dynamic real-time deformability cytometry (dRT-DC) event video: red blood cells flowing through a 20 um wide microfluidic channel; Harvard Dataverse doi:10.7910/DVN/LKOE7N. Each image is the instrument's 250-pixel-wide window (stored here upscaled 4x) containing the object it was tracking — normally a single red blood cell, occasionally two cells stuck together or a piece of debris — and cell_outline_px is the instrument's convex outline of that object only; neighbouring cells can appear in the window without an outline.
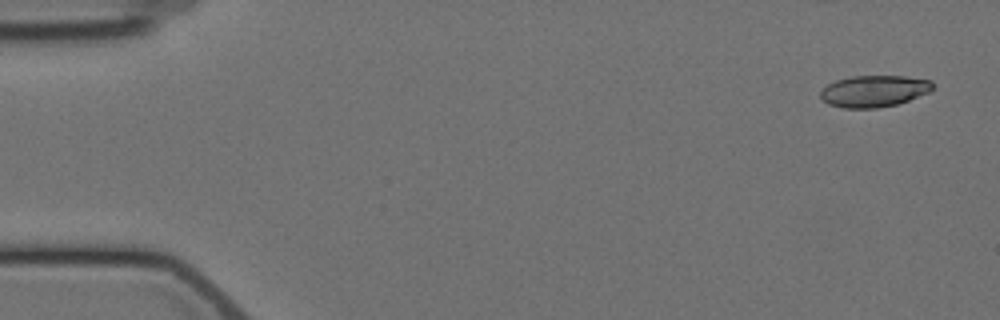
{"species": "Egyptian fruit bat (a non-hibernating species)", "species_latin": "Rousettus aegyptiacus", "temperature_condition": "cold", "stored_images_in_passage": 7, "camera_frame_rate_fps": 3000, "um_per_image_px": 0.085, "animal": {"sex": "female"}, "frame": {"image": 1, "passage_image": 1, "time_ms": 0.0, "image_size_px": [1000, 320], "cell_outline_px": [[936, 88], [928, 92], [908, 100], [896, 104], [876, 108], [844, 108], [828, 104], [820, 100], [820, 92], [828, 84], [836, 80], [852, 76], [904, 76], [932, 80]], "centroid_in_image_um": [74.29, 7.74], "position_along_channel_um": 10.7, "area_um2": 20.75}}
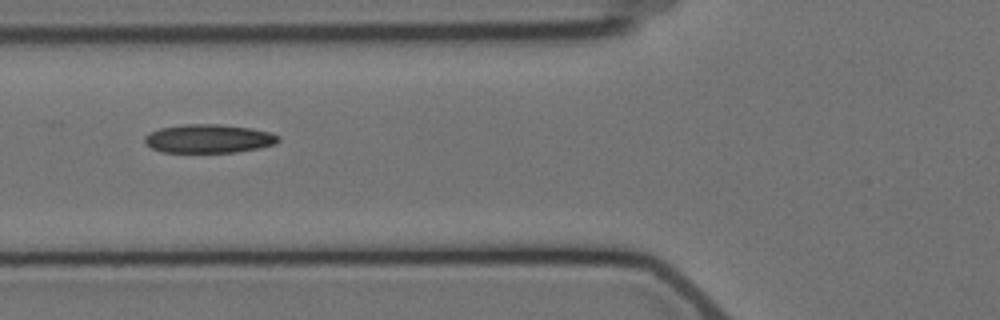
{"frame": {"image": 2, "passage_image": 6, "time_ms": 6.333, "image_size_px": [1000, 320], "cell_outline_px": [[280, 140], [276, 144], [260, 148], [236, 152], [160, 152], [152, 148], [144, 140], [144, 136], [160, 128], [184, 124], [220, 124], [252, 128], [272, 132], [280, 136]], "centroid_in_image_um": [17.8, 11.78], "position_along_channel_um": 108.0, "area_um2": 22.43}}
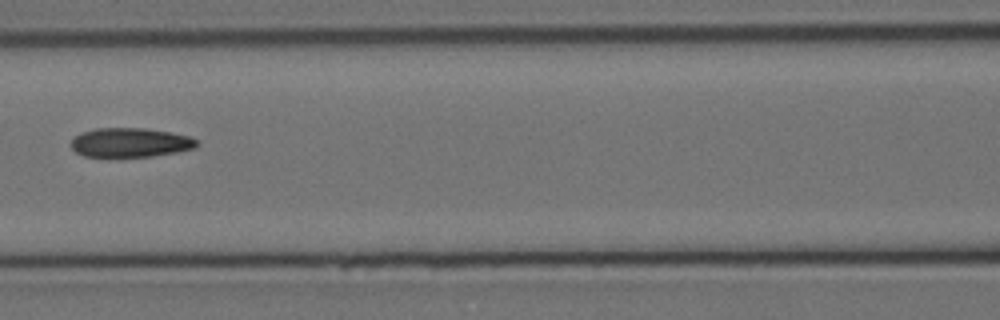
{"frame": {"image": 3, "passage_image": 7, "time_ms": 7.667, "image_size_px": [1000, 320], "cell_outline_px": [[200, 144], [196, 148], [176, 152], [152, 156], [84, 156], [76, 152], [72, 148], [72, 140], [80, 132], [96, 128], [144, 128], [168, 132], [188, 136], [196, 140]], "centroid_in_image_um": [11.08, 12.11], "position_along_channel_um": 155.5, "area_um2": 21.21}}